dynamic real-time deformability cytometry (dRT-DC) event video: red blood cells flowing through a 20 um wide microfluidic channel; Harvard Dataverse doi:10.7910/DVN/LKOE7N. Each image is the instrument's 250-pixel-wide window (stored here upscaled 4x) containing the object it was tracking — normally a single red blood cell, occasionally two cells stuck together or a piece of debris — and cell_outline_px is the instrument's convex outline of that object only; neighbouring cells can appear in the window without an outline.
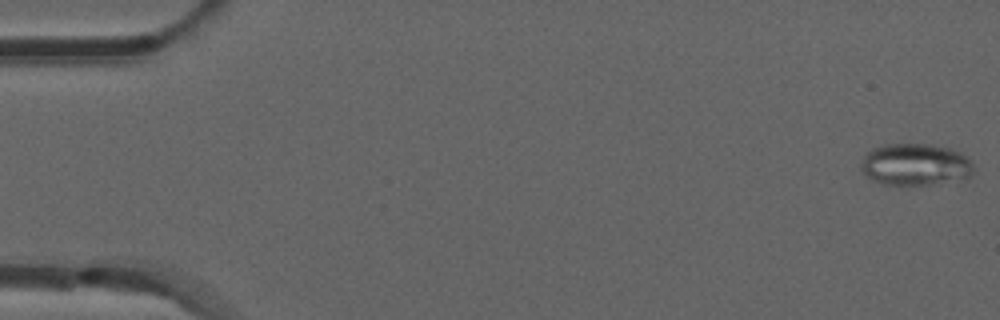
{"species": "common noctule bat (a hibernating species)", "species_latin": "Nyctalus noctula", "temperature_condition": "room temperature", "stored_images_in_passage": 7, "camera_frame_rate_fps": 3000, "um_per_image_px": 0.085, "animal": {"sex": "male", "forearm_length_mm": 52.5}, "frame": {"image": 1, "passage_image": 1, "time_ms": 0.0, "image_size_px": [1000, 320], "cell_outline_px": [[976, 168], [968, 176], [928, 184], [880, 184], [872, 180], [860, 168], [860, 164], [864, 152], [872, 148], [884, 144], [928, 144], [948, 148], [960, 152], [972, 160]], "centroid_in_image_um": [77.75, 13.95], "position_along_channel_um": 7.3, "area_um2": 27.34}}